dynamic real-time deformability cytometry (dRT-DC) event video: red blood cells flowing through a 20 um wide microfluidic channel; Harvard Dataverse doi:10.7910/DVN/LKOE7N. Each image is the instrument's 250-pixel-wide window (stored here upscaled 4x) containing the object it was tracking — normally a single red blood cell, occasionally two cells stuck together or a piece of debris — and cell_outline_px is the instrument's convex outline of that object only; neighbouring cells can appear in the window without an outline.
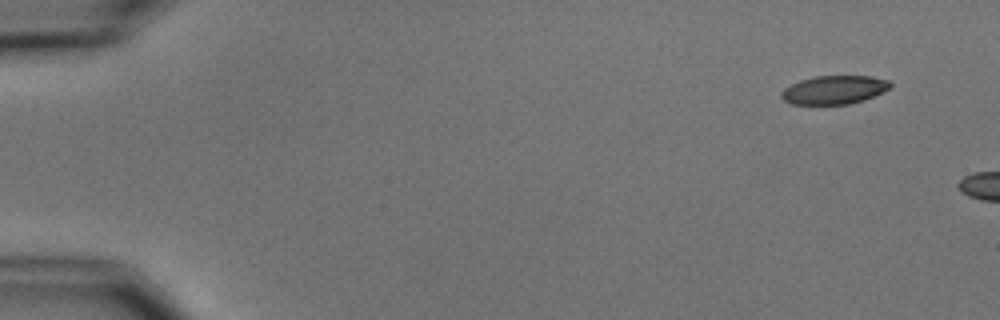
{"species": "common noctule bat (a hibernating species)", "species_latin": "Nyctalus noctula", "temperature_condition": "cold", "stored_images_in_passage": 2, "camera_frame_rate_fps": 3000, "um_per_image_px": 0.085, "animal": {"sex": "male", "body_mass_g": 15.6}, "frame": {"image": 1, "passage_image": 1, "time_ms": 0.0, "image_size_px": [1000, 320], "cell_outline_px": [[892, 88], [884, 92], [864, 100], [848, 104], [792, 104], [784, 100], [780, 96], [780, 92], [784, 88], [800, 80], [816, 76], [872, 76], [888, 80], [892, 84]], "centroid_in_image_um": [70.93, 7.63], "position_along_channel_um": 14.1, "area_um2": 18.21}}